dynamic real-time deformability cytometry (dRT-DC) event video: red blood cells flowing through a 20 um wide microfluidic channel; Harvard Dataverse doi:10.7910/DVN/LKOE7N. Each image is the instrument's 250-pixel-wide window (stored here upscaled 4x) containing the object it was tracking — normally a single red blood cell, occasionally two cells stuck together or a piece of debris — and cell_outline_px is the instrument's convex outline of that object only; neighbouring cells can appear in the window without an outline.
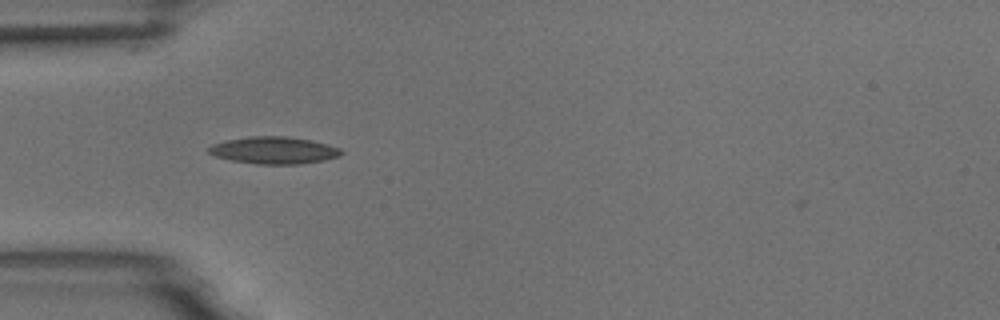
{"species": "common noctule bat (a hibernating species)", "species_latin": "Nyctalus noctula", "temperature_condition": "room temperature", "stored_images_in_passage": 38, "camera_frame_rate_fps": 3000, "um_per_image_px": 0.085, "animal": {"sex": "male", "body_mass_g": 18.8}, "frame": {"image": 1, "passage_image": 1, "time_ms": 0.0, "image_size_px": [1000, 320], "cell_outline_px": [[344, 152], [340, 156], [324, 160], [300, 164], [256, 164], [232, 160], [216, 156], [208, 152], [208, 148], [212, 144], [228, 140], [252, 136], [288, 136], [312, 140], [328, 144], [340, 148]], "centroid_in_image_um": [23.33, 12.77], "position_along_channel_um": 61.7, "area_um2": 20.92}}
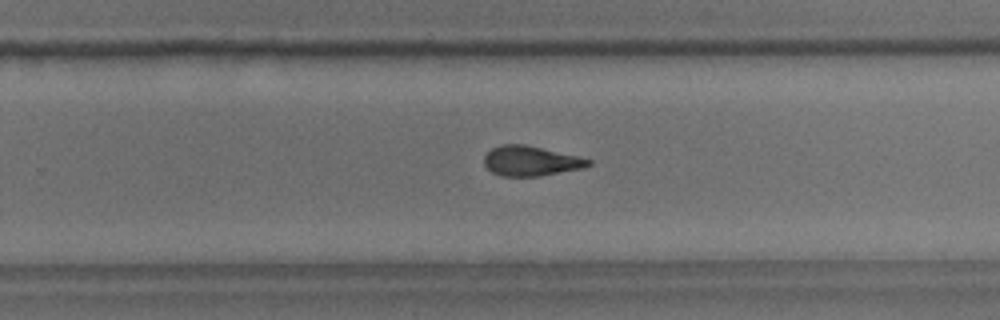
{"frame": {"image": 2, "passage_image": 19, "time_ms": 6.0, "image_size_px": [1000, 320], "cell_outline_px": [[592, 164], [584, 168], [540, 176], [500, 176], [492, 172], [484, 164], [484, 156], [492, 148], [500, 144], [524, 144], [576, 156], [592, 160]], "centroid_in_image_um": [45.1, 13.69], "position_along_channel_um": 284.7, "area_um2": 18.09}}
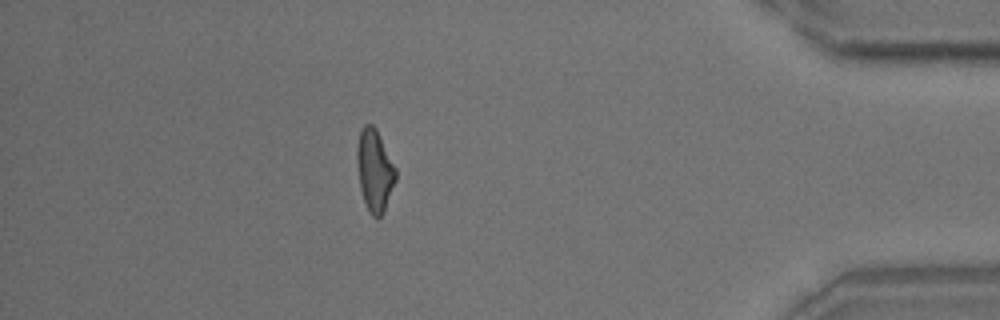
{"frame": {"image": 3, "passage_image": 32, "time_ms": 10.333, "image_size_px": [1000, 320], "cell_outline_px": [[396, 180], [384, 212], [376, 220], [372, 216], [364, 200], [360, 188], [356, 160], [356, 148], [360, 132], [364, 124], [372, 124], [376, 128], [396, 168]], "centroid_in_image_um": [31.84, 14.48], "position_along_channel_um": 403.4, "area_um2": 18.5}, "authors_computed_cell_mechanics": {"area_um2": 18.7272, "velocity_mm_per_s": 3.7323, "shape_relaxation_time_tau1_ms": 4.5543, "shape_relaxation_time_tau2_ms": 1.6669, "deformation_change_tau1": 0.1594, "deformation_change_tau2": 0.0898}}